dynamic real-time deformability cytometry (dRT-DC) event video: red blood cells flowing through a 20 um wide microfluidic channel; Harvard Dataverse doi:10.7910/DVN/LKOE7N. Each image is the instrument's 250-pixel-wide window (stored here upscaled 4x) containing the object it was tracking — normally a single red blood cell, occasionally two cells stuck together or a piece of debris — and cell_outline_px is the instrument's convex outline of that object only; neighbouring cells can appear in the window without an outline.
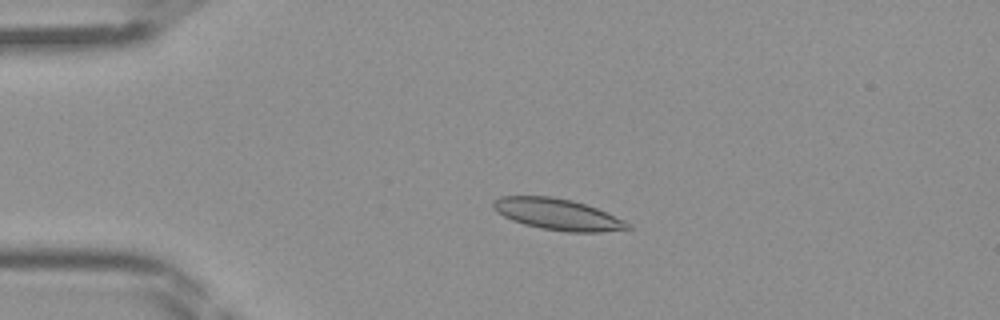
{"species": "Egyptian fruit bat (a non-hibernating species)", "species_latin": "Rousettus aegyptiacus", "temperature_condition": "room temperature", "stored_images_in_passage": 45, "camera_frame_rate_fps": 3000, "um_per_image_px": 0.085, "frame": {"image": 1, "passage_image": 10, "time_ms": 3.0, "image_size_px": [1000, 320], "cell_outline_px": [[632, 228], [600, 232], [568, 232], [540, 228], [524, 224], [512, 220], [496, 212], [492, 208], [492, 200], [500, 196], [552, 196], [572, 200], [596, 208], [624, 220], [632, 224]], "centroid_in_image_um": [47.37, 18.21], "position_along_channel_um": 37.6, "area_um2": 24.57}}
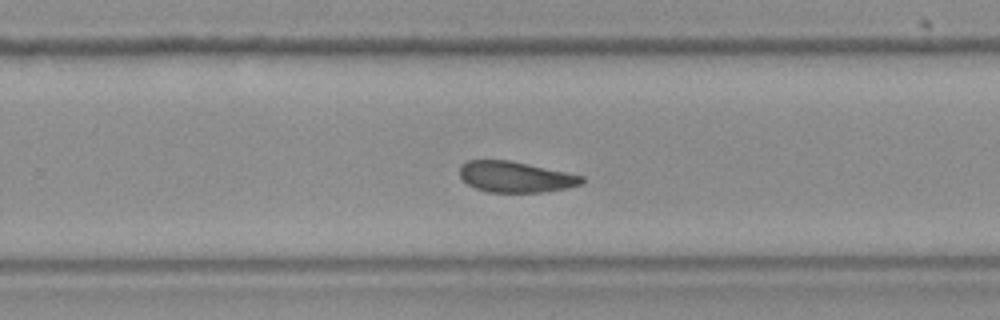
{"frame": {"image": 2, "passage_image": 29, "time_ms": 9.333, "image_size_px": [1000, 320], "cell_outline_px": [[584, 180], [580, 184], [564, 188], [544, 192], [488, 192], [476, 188], [468, 184], [460, 176], [460, 164], [468, 160], [508, 160], [528, 164], [584, 176]], "centroid_in_image_um": [43.78, 15.03], "position_along_channel_um": 286.0, "area_um2": 21.73}}
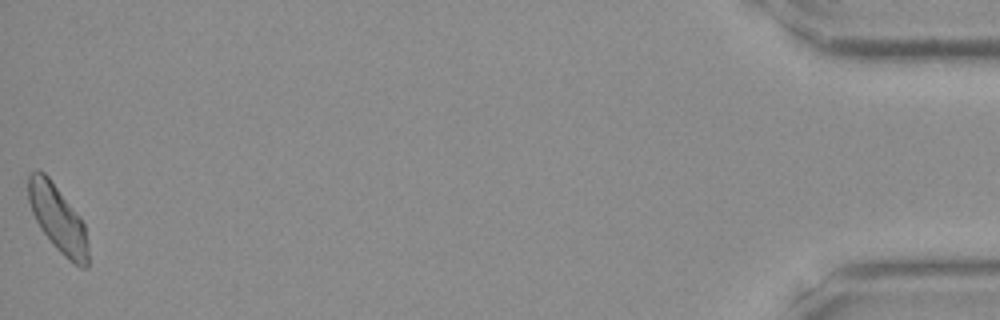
{"frame": {"image": 3, "passage_image": 45, "time_ms": 14.667, "image_size_px": [1000, 320], "cell_outline_px": [[88, 268], [80, 268], [68, 260], [56, 248], [40, 228], [32, 212], [28, 200], [28, 176], [36, 168], [44, 172], [48, 176], [80, 216], [84, 224], [88, 244]], "centroid_in_image_um": [4.92, 18.59], "position_along_channel_um": 430.3, "area_um2": 23.35}}